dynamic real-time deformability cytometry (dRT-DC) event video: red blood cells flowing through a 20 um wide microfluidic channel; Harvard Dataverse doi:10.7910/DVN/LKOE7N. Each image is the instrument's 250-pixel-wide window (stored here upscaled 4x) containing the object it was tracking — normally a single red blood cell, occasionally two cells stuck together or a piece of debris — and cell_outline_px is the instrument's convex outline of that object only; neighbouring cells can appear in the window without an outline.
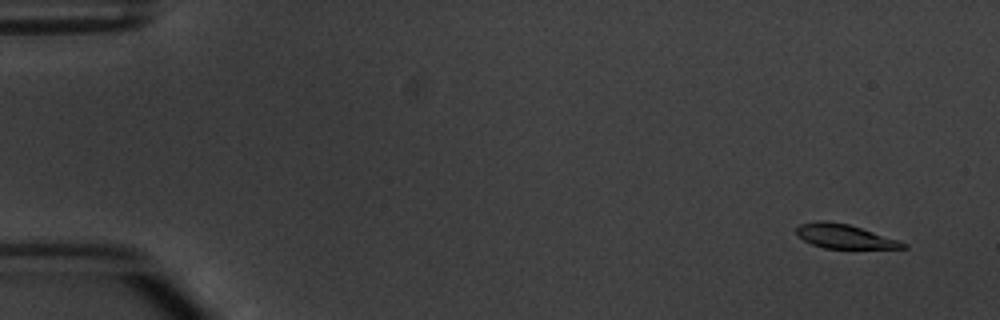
{"species": "common noctule bat (a hibernating species)", "species_latin": "Nyctalus noctula", "temperature_condition": "warm", "stored_images_in_passage": 5, "camera_frame_rate_fps": 3000, "um_per_image_px": 0.085, "animal": {"sex": "male", "body_mass_g": 20.1, "forearm_length_mm": 53.5}, "frame": {"image": 1, "passage_image": 1, "time_ms": 0.0, "image_size_px": [1000, 320], "cell_outline_px": [[908, 248], [824, 248], [812, 244], [796, 236], [796, 228], [800, 224], [816, 220], [828, 220], [848, 224], [908, 244]], "centroid_in_image_um": [71.7, 20.08], "position_along_channel_um": 13.3, "area_um2": 14.8}}
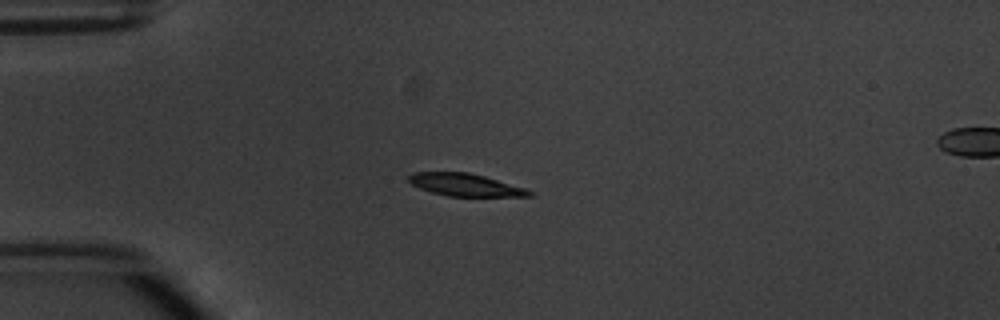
{"frame": {"image": 2, "passage_image": 4, "time_ms": 3.667, "image_size_px": [1000, 320], "cell_outline_px": [[536, 192], [532, 196], [448, 196], [432, 192], [420, 188], [412, 184], [408, 180], [408, 176], [412, 172], [468, 172], [484, 176], [524, 188]], "centroid_in_image_um": [39.54, 15.71], "position_along_channel_um": 45.5, "area_um2": 15.66}}